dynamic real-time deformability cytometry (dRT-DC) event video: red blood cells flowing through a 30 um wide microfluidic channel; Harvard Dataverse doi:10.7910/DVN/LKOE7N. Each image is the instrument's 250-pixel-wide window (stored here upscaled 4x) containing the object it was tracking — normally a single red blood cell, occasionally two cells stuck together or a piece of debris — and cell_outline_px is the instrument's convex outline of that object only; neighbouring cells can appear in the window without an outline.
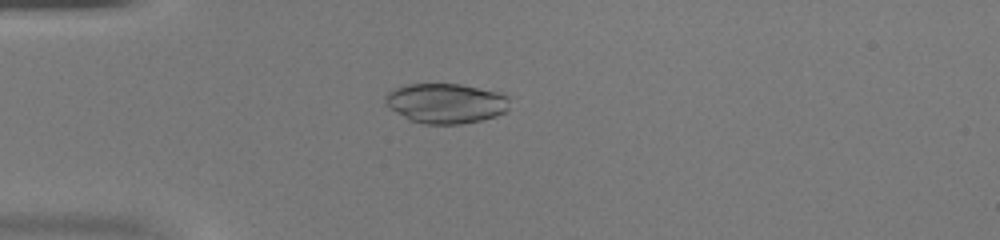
{"species": "common noctule bat (a hibernating species)", "species_latin": "Nyctalus noctula", "temperature_condition": "warm", "stored_images_in_passage": 35, "camera_frame_rate_fps": 3000, "um_per_image_px": 0.085, "animal": {"sex": "female", "body_mass_g": 20.0, "forearm_length_mm": 54.0}, "frame": {"image": 1, "passage_image": 2, "time_ms": 0.333, "image_size_px": [1000, 240], "cell_outline_px": [[508, 108], [504, 112], [496, 116], [480, 120], [460, 124], [424, 124], [408, 120], [384, 104], [384, 96], [392, 88], [404, 84], [460, 84], [496, 92], [508, 96]], "centroid_in_image_um": [37.83, 8.78], "position_along_channel_um": 47.2, "area_um2": 29.02}}
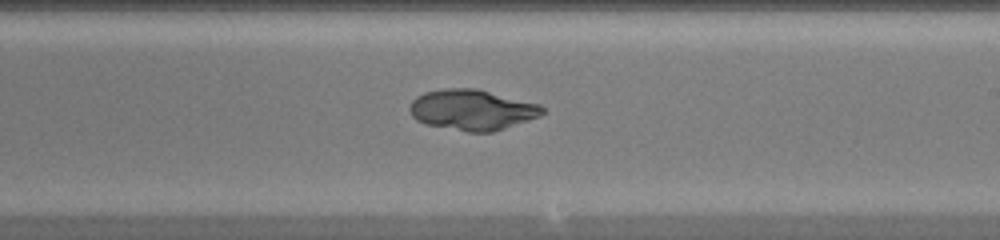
{"frame": {"image": 2, "passage_image": 17, "time_ms": 5.333, "image_size_px": [1000, 240], "cell_outline_px": [[544, 112], [540, 116], [492, 132], [468, 132], [424, 124], [416, 120], [412, 116], [408, 108], [412, 100], [416, 96], [424, 92], [444, 88], [476, 88], [540, 104], [544, 108]], "centroid_in_image_um": [40.1, 9.33], "position_along_channel_um": 248.9, "area_um2": 31.5}}
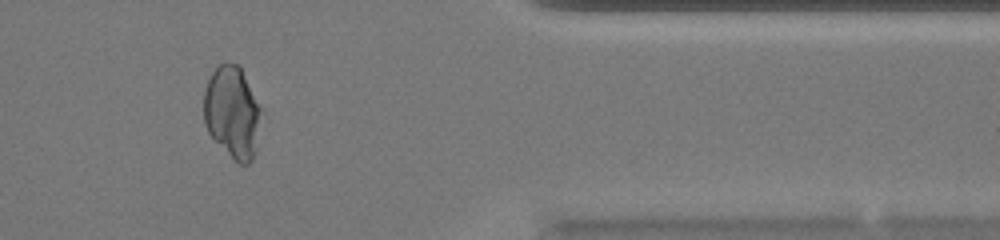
{"frame": {"image": 3, "passage_image": 28, "time_ms": 9.0, "image_size_px": [1000, 240], "cell_outline_px": [[264, 112], [256, 148], [252, 160], [248, 164], [240, 164], [208, 132], [204, 124], [204, 88], [212, 72], [220, 64], [228, 60], [240, 64]], "centroid_in_image_um": [19.79, 9.47], "position_along_channel_um": 391.6, "area_um2": 31.27}}